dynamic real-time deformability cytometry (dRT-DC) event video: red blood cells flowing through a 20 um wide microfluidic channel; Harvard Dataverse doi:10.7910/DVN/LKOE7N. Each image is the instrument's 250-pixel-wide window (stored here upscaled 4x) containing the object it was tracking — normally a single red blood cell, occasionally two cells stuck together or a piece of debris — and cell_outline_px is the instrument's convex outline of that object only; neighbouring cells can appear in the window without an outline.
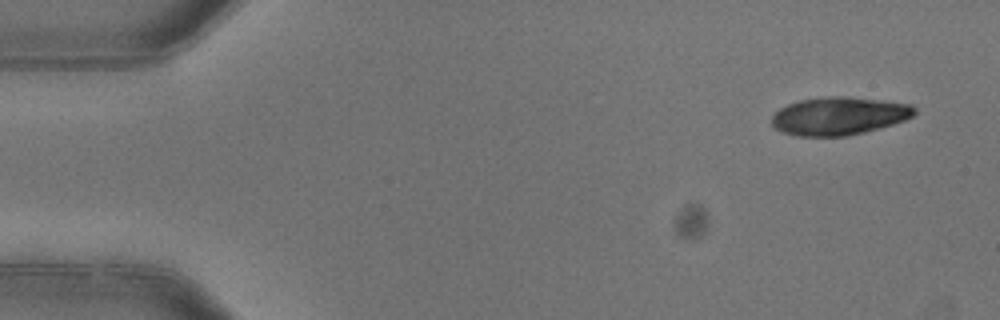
{"species": "common noctule bat (a hibernating species)", "species_latin": "Nyctalus noctula", "temperature_condition": "warm", "stored_images_in_passage": 5, "segment_of_instrument_passage": [1, 2], "camera_frame_rate_fps": 3000, "um_per_image_px": 0.085, "animal": {"sex": "female"}, "frame": {"image": 1, "passage_image": 1, "time_ms": 0.0, "image_size_px": [1000, 320], "cell_outline_px": [[916, 112], [912, 116], [904, 120], [880, 128], [864, 132], [844, 136], [800, 136], [780, 132], [772, 124], [772, 116], [780, 108], [788, 104], [800, 100], [832, 96], [848, 96], [912, 104], [916, 108]], "centroid_in_image_um": [71.32, 9.85], "position_along_channel_um": 13.7, "area_um2": 31.5}}